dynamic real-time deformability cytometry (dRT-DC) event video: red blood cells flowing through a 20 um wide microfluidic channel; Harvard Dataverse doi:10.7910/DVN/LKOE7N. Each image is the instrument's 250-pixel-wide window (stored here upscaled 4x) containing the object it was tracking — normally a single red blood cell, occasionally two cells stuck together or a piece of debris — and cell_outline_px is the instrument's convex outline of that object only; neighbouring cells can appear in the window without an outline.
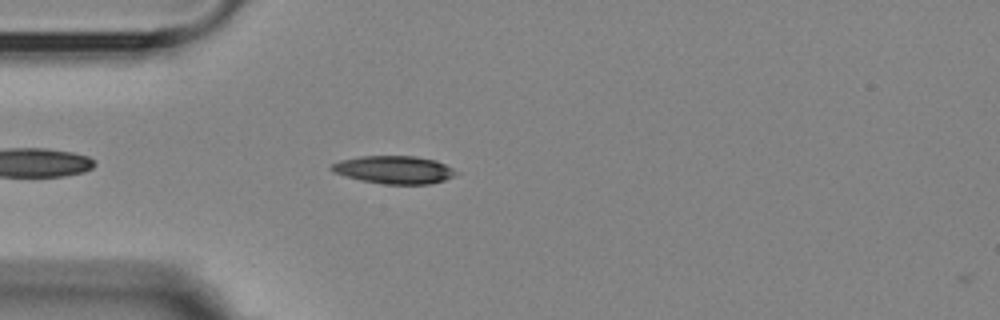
{"species": "Egyptian fruit bat (a non-hibernating species)", "species_latin": "Rousettus aegyptiacus", "temperature_condition": "room temperature", "stored_images_in_passage": 6, "camera_frame_rate_fps": 3000, "um_per_image_px": 0.085, "animal": {"sex": "female"}, "frame": {"image": 1, "passage_image": 5, "time_ms": 4.333, "image_size_px": [1000, 320], "cell_outline_px": [[460, 172], [444, 180], [428, 184], [384, 184], [360, 180], [344, 176], [332, 172], [328, 168], [332, 164], [340, 160], [360, 156], [416, 156], [436, 160]], "centroid_in_image_um": [33.46, 14.42], "position_along_channel_um": 51.5, "area_um2": 20.29}}